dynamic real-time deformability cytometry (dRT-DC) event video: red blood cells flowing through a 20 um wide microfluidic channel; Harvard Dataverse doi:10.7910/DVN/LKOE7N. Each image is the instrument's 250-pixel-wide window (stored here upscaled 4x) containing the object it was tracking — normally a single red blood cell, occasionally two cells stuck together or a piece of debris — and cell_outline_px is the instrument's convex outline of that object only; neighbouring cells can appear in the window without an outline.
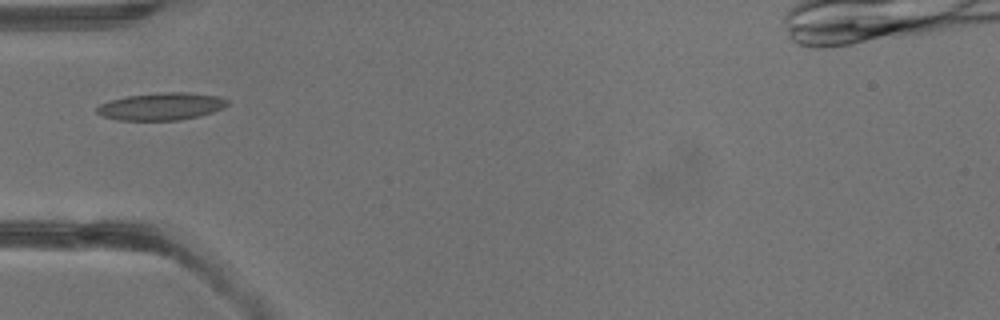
{"species": "common noctule bat (a hibernating species)", "species_latin": "Nyctalus noctula", "temperature_condition": "warm", "stored_images_in_passage": 3, "camera_frame_rate_fps": 3000, "um_per_image_px": 0.085, "animal": {"sex": "male", "body_mass_g": 13.3}, "frame": {"image": 1, "passage_image": 3, "time_ms": 3.333, "image_size_px": [1000, 320], "cell_outline_px": [[228, 104], [224, 108], [200, 116], [180, 120], [116, 120], [100, 116], [96, 112], [96, 108], [100, 104], [108, 100], [128, 96], [160, 92], [188, 92], [216, 96], [228, 100]], "centroid_in_image_um": [13.68, 9.05], "position_along_channel_um": 71.3, "area_um2": 20.98}}